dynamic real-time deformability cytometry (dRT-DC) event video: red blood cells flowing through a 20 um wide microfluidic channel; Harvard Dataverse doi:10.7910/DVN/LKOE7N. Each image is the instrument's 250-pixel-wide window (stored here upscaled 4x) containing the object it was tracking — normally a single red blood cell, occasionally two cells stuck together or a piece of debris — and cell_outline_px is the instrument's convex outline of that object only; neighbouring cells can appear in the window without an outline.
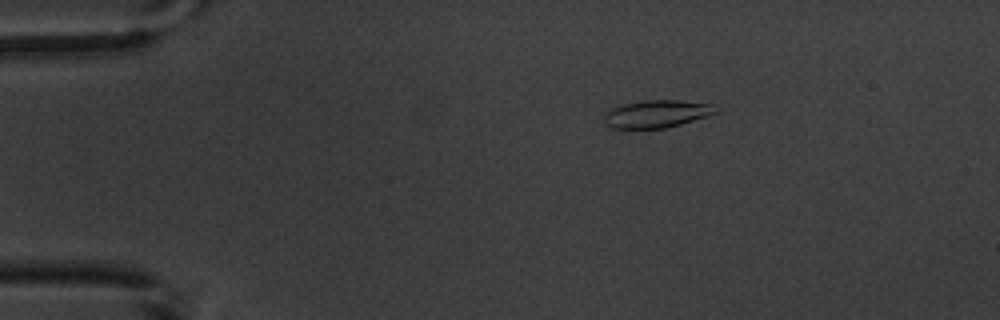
{"species": "common noctule bat (a hibernating species)", "species_latin": "Nyctalus noctula", "temperature_condition": "warm", "stored_images_in_passage": 5, "camera_frame_rate_fps": 3000, "um_per_image_px": 0.085, "animal": {"sex": "male", "body_mass_g": 20.1, "forearm_length_mm": 53.5}, "frame": {"image": 1, "passage_image": 3, "time_ms": 2.333, "image_size_px": [1000, 320], "cell_outline_px": [[720, 112], [708, 116], [680, 124], [664, 128], [612, 128], [604, 124], [604, 116], [612, 108], [624, 104], [644, 100], [676, 100], [716, 104], [720, 108]], "centroid_in_image_um": [55.9, 9.67], "position_along_channel_um": 29.1, "area_um2": 18.03}}